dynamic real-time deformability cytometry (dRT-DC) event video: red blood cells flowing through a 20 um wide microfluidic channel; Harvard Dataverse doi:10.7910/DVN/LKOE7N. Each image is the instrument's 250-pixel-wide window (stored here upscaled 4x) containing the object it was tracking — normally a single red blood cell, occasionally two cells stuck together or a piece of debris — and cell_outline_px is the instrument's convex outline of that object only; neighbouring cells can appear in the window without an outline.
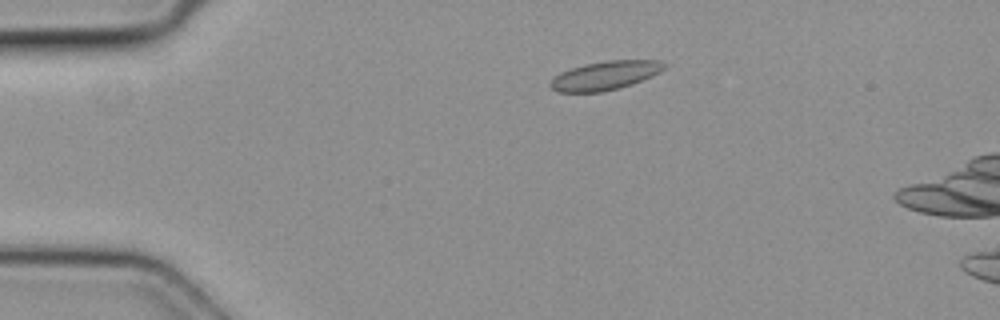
{"species": "common noctule bat (a hibernating species)", "species_latin": "Nyctalus noctula", "temperature_condition": "cold", "stored_images_in_passage": 6, "camera_frame_rate_fps": 3000, "um_per_image_px": 0.085, "animal": {"sex": "female", "body_mass_g": 19.3, "forearm_length_mm": 54.1}, "frame": {"image": 1, "passage_image": 6, "time_ms": 1.667, "image_size_px": [1000, 320], "cell_outline_px": [[668, 68], [660, 72], [632, 84], [620, 88], [600, 92], [556, 92], [548, 84], [560, 72], [584, 64], [608, 60], [660, 60], [668, 64]], "centroid_in_image_um": [51.48, 6.41], "position_along_channel_um": 33.5, "area_um2": 19.19}}